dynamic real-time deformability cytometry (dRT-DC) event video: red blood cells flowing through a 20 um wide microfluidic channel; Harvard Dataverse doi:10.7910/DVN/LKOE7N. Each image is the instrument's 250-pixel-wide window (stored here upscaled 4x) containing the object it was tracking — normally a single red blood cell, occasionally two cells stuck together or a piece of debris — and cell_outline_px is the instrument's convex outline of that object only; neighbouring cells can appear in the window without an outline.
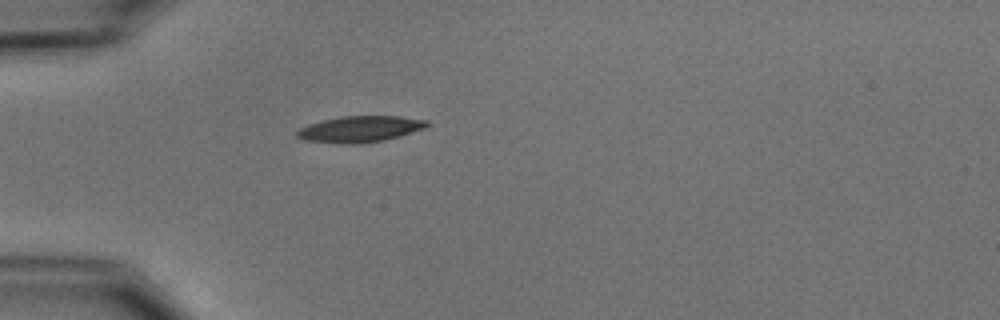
{"species": "common noctule bat (a hibernating species)", "species_latin": "Nyctalus noctula", "temperature_condition": "cold", "stored_images_in_passage": 1, "camera_frame_rate_fps": 3000, "um_per_image_px": 0.085, "animal": {"sex": "male", "body_mass_g": 15.6}, "frame": {"image": 1, "passage_image": 1, "time_ms": 0.0, "image_size_px": [1000, 320], "cell_outline_px": [[428, 124], [424, 128], [400, 136], [384, 140], [352, 144], [344, 144], [304, 140], [296, 136], [296, 132], [300, 128], [308, 124], [324, 120], [344, 116], [400, 116], [428, 120]], "centroid_in_image_um": [30.59, 10.97], "position_along_channel_um": 54.4, "area_um2": 19.65}}